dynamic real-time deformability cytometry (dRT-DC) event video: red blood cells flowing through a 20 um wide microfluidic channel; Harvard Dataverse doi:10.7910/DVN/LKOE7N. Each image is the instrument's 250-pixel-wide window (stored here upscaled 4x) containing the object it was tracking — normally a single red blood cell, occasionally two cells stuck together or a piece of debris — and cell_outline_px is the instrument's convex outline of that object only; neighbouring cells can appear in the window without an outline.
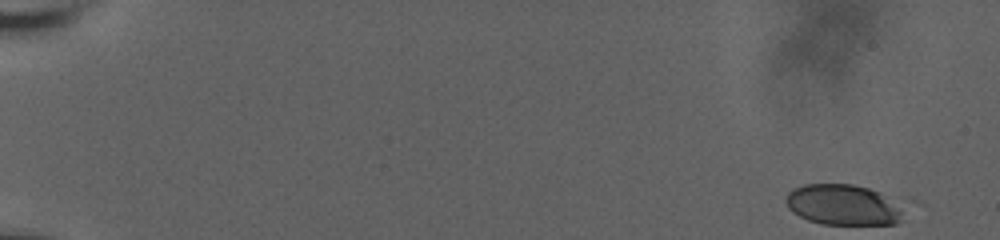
{"species": "human", "species_latin": "Homo sapiens", "temperature_condition": "room temperature", "stored_images_in_passage": 56, "camera_frame_rate_fps": 3000, "um_per_image_px": 0.085, "donor": {"sex": "male"}, "frame": {"image": 1, "passage_image": 1, "time_ms": 0.0, "image_size_px": [1000, 240], "cell_outline_px": [[900, 220], [896, 224], [820, 224], [808, 220], [792, 212], [788, 208], [788, 192], [792, 188], [804, 184], [852, 184], [868, 188], [876, 192], [900, 208]], "centroid_in_image_um": [71.56, 17.41], "position_along_channel_um": 13.4, "area_um2": 27.11}}
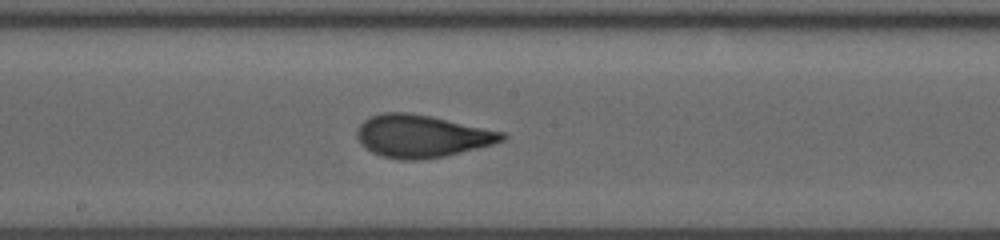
{"frame": {"image": 2, "passage_image": 32, "time_ms": 10.333, "image_size_px": [1000, 240], "cell_outline_px": [[508, 136], [504, 140], [492, 144], [444, 156], [420, 160], [400, 160], [380, 156], [372, 152], [360, 144], [356, 136], [356, 132], [360, 124], [368, 116], [384, 112], [408, 112], [432, 116], [504, 132]], "centroid_in_image_um": [35.81, 11.56], "position_along_channel_um": 212.4, "area_um2": 36.07}}
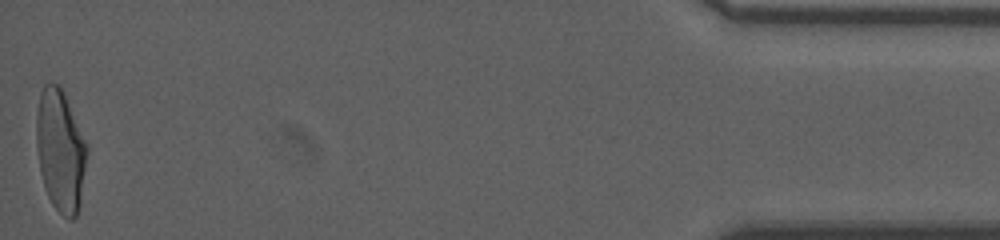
{"frame": {"image": 3, "passage_image": 56, "time_ms": 18.333, "image_size_px": [1000, 240], "cell_outline_px": [[88, 152], [80, 208], [76, 216], [72, 220], [68, 220], [52, 204], [44, 188], [40, 172], [36, 148], [36, 112], [40, 92], [44, 84], [60, 84], [88, 144]], "centroid_in_image_um": [5.14, 12.81], "position_along_channel_um": 430.1, "area_um2": 36.59}, "authors_computed_cell_mechanics": {"area_um2": 34.5933, "velocity_mm_per_s": 3.7578, "shape_relaxation_time_tau1_ms": 5.0434, "shape_relaxation_time_tau2_ms": 0.8004, "deformation_change_tau1": 0.2032, "deformation_change_tau2": 0.0728}}